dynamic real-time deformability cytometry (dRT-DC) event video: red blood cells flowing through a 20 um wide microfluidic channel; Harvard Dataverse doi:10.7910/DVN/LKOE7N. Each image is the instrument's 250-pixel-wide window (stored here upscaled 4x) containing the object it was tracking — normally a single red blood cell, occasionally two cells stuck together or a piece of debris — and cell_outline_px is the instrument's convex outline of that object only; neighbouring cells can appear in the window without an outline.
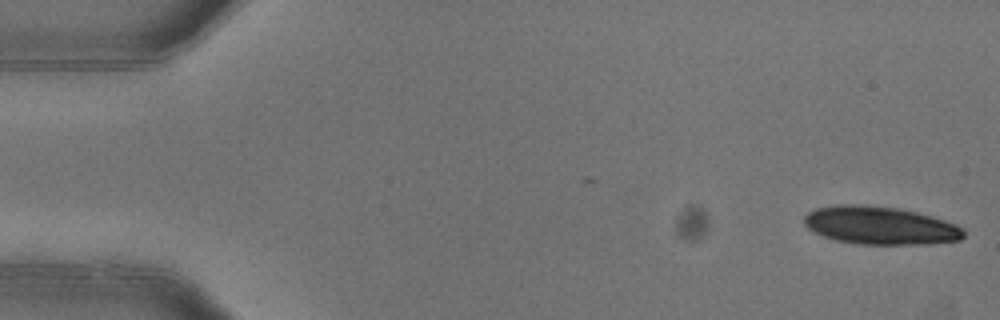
{"species": "common noctule bat (a hibernating species)", "species_latin": "Nyctalus noctula", "temperature_condition": "warm", "stored_images_in_passage": 5, "camera_frame_rate_fps": 3000, "um_per_image_px": 0.085, "animal": {"sex": "female"}, "frame": {"image": 1, "passage_image": 5, "time_ms": 1.333, "image_size_px": [1000, 320], "cell_outline_px": [[964, 236], [960, 240], [928, 244], [856, 244], [836, 240], [824, 236], [808, 228], [804, 224], [804, 216], [808, 212], [816, 208], [836, 204], [852, 204], [896, 208], [916, 212], [932, 216], [956, 224], [964, 228]], "centroid_in_image_um": [74.82, 19.17], "position_along_channel_um": 10.2, "area_um2": 35.26}}